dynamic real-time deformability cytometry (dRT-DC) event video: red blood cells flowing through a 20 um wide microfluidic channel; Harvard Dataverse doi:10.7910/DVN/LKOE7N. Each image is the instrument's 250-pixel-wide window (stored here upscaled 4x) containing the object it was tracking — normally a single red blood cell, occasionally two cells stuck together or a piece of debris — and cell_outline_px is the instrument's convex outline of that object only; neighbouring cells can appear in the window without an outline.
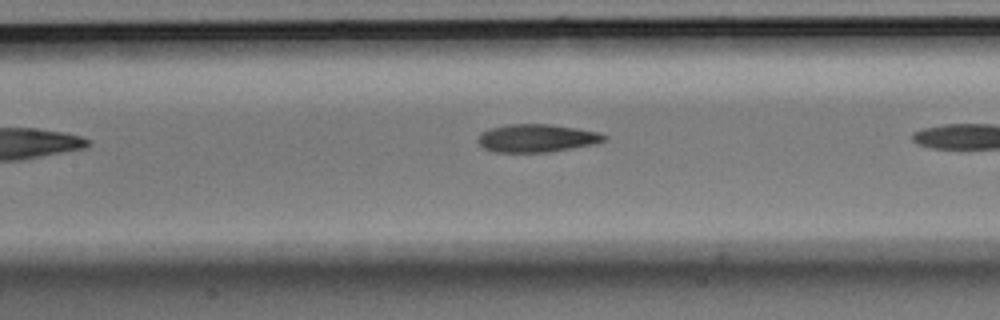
{"species": "Egyptian fruit bat (a non-hibernating species)", "species_latin": "Rousettus aegyptiacus", "temperature_condition": "room temperature", "stored_images_in_passage": 8, "camera_frame_rate_fps": 3000, "um_per_image_px": 0.085, "animal": {"sex": "male"}, "frame": {"image": 1, "passage_image": 7, "time_ms": 2.0, "image_size_px": [1000, 320], "cell_outline_px": [[608, 136], [604, 140], [592, 144], [572, 148], [548, 152], [496, 152], [484, 148], [476, 140], [480, 132], [488, 128], [508, 124], [548, 124], [576, 128], [600, 132]], "centroid_in_image_um": [45.58, 11.73], "position_along_channel_um": 161.8, "area_um2": 20.58}}